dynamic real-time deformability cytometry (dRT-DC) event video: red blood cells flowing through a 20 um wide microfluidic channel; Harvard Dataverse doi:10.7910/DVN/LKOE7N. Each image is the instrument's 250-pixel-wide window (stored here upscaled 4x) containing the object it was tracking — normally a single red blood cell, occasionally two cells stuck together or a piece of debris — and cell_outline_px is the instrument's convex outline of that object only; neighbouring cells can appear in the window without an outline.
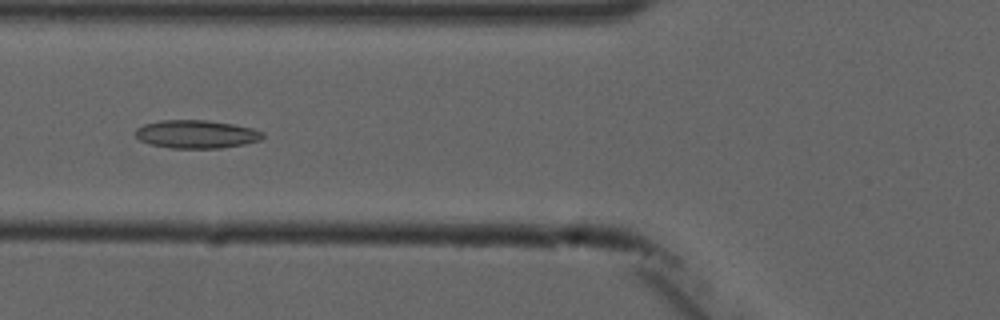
{"species": "common noctule bat (a hibernating species)", "species_latin": "Nyctalus noctula", "temperature_condition": "cold", "stored_images_in_passage": 10, "camera_frame_rate_fps": 3000, "um_per_image_px": 0.085, "animal": {"sex": "male", "forearm_length_mm": 52.5}, "frame": {"image": 1, "passage_image": 5, "time_ms": 6.0, "image_size_px": [1000, 320], "cell_outline_px": [[264, 136], [260, 140], [244, 144], [220, 148], [172, 148], [152, 144], [140, 140], [136, 136], [136, 128], [144, 124], [160, 120], [204, 120], [232, 124], [252, 128], [264, 132]], "centroid_in_image_um": [16.7, 11.4], "position_along_channel_um": 109.1, "area_um2": 20.75}}
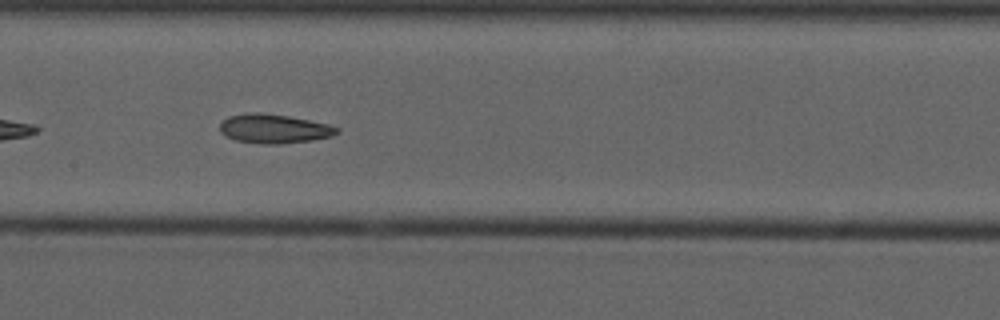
{"frame": {"image": 2, "passage_image": 7, "time_ms": 8.0, "image_size_px": [1000, 320], "cell_outline_px": [[340, 132], [332, 136], [312, 140], [280, 144], [260, 144], [236, 140], [224, 136], [220, 132], [220, 124], [228, 116], [252, 112], [260, 112], [288, 116], [328, 124], [340, 128]], "centroid_in_image_um": [23.29, 10.94], "position_along_channel_um": 184.1, "area_um2": 19.94}}
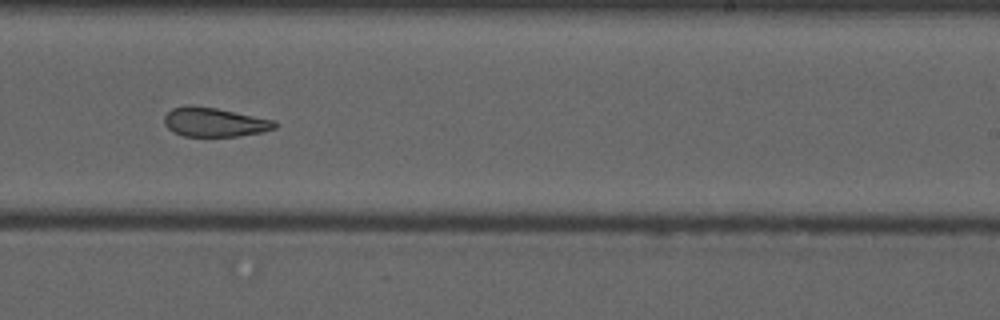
{"frame": {"image": 3, "passage_image": 9, "time_ms": 10.333, "image_size_px": [1000, 320], "cell_outline_px": [[276, 128], [264, 132], [240, 136], [184, 136], [172, 132], [164, 124], [164, 116], [172, 108], [192, 104], [216, 108], [276, 120]], "centroid_in_image_um": [18.23, 10.38], "position_along_channel_um": 270.8, "area_um2": 18.96}}